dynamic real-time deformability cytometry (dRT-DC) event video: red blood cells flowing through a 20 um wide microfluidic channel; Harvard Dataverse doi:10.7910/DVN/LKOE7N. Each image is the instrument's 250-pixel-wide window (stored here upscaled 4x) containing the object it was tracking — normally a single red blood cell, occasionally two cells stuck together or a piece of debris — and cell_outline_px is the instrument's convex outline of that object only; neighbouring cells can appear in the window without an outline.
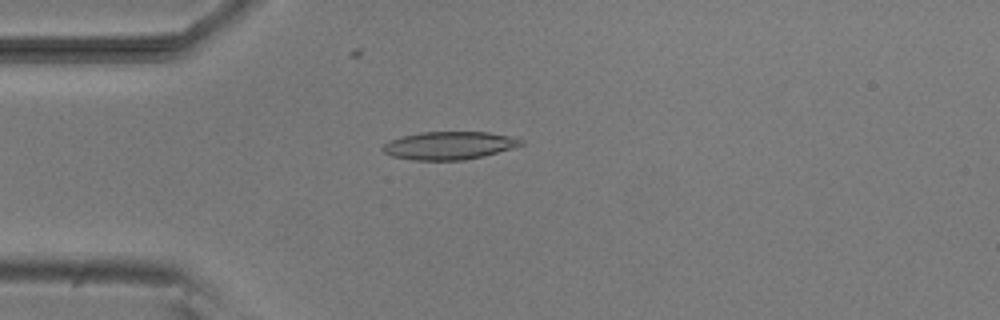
{"species": "common noctule bat (a hibernating species)", "species_latin": "Nyctalus noctula", "temperature_condition": "room temperature", "stored_images_in_passage": 30, "camera_frame_rate_fps": 3000, "um_per_image_px": 0.085, "animal": {"sex": "male", "body_mass_g": 20.5, "forearm_length_mm": 52.5}, "frame": {"image": 1, "passage_image": 4, "time_ms": 1.0, "image_size_px": [1000, 320], "cell_outline_px": [[524, 144], [512, 148], [484, 156], [464, 160], [412, 160], [392, 156], [384, 152], [384, 144], [392, 140], [404, 136], [420, 132], [488, 132], [508, 136], [524, 140]], "centroid_in_image_um": [38.21, 12.37], "position_along_channel_um": 46.8, "area_um2": 22.25}}
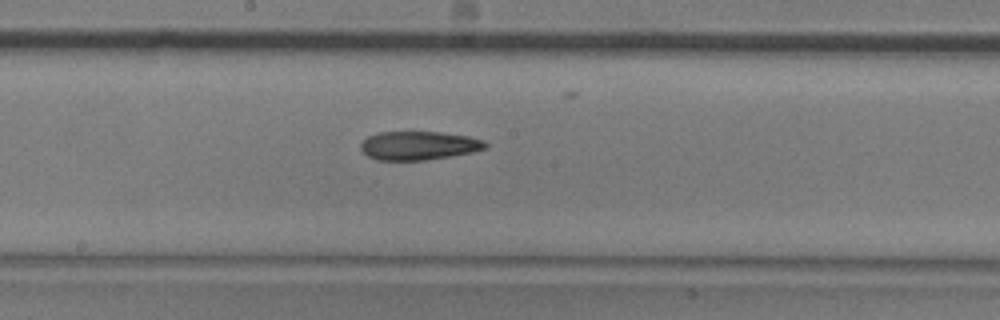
{"frame": {"image": 2, "passage_image": 18, "time_ms": 5.667, "image_size_px": [1000, 320], "cell_outline_px": [[488, 144], [484, 148], [472, 152], [424, 160], [376, 160], [368, 156], [360, 148], [360, 144], [368, 136], [380, 132], [440, 132], [468, 136], [484, 140]], "centroid_in_image_um": [35.57, 12.37], "position_along_channel_um": 212.6, "area_um2": 20.63}}
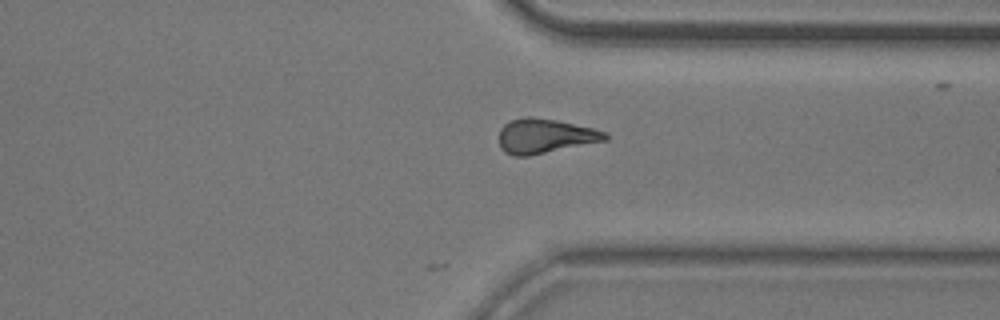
{"frame": {"image": 3, "passage_image": 30, "time_ms": 9.667, "image_size_px": [1000, 320], "cell_outline_px": [[608, 140], [528, 156], [512, 156], [504, 152], [500, 148], [500, 128], [504, 124], [512, 120], [524, 116], [532, 116], [556, 120], [592, 128], [604, 132], [608, 136]], "centroid_in_image_um": [46.29, 11.56], "position_along_channel_um": 365.1, "area_um2": 21.33}, "authors_computed_cell_mechanics": {"area_um2": 21.3571, "velocity_mm_per_s": 3.8285, "shape_relaxation_time_tau1_ms": 7.8265, "shape_relaxation_time_tau2_ms": 6.4981, "deformation_change_tau1": 0.1878, "deformation_change_tau2": 0.1782}}